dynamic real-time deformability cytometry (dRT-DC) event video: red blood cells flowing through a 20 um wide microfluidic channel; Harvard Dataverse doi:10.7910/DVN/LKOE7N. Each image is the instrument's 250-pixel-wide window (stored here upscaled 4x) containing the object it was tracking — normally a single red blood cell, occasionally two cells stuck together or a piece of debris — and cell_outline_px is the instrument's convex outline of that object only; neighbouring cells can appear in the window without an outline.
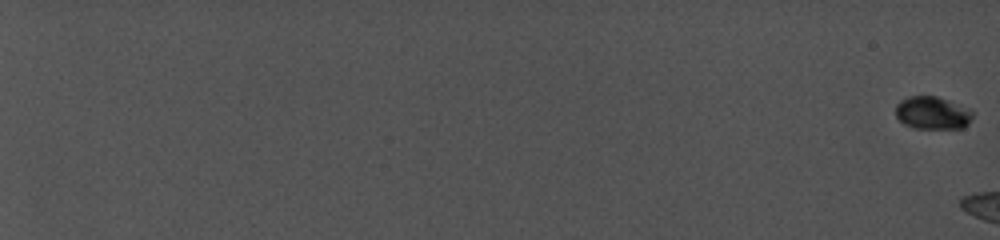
{"species": "common noctule bat (a hibernating species)", "species_latin": "Nyctalus noctula", "temperature_condition": "cold", "stored_images_in_passage": 7, "camera_frame_rate_fps": 5000, "um_per_image_px": 0.085, "animal": {"sex": "female", "body_mass_g": 19.0, "forearm_length_mm": 56.7}, "frame": {"image": 1, "passage_image": 1, "time_ms": 0.0, "image_size_px": [1000, 240], "cell_outline_px": [[972, 116], [968, 124], [960, 128], [920, 128], [904, 124], [896, 116], [896, 104], [900, 100], [908, 96], [936, 96], [968, 108], [972, 112]], "centroid_in_image_um": [79.23, 9.58], "position_along_channel_um": 5.8, "area_um2": 14.45}}